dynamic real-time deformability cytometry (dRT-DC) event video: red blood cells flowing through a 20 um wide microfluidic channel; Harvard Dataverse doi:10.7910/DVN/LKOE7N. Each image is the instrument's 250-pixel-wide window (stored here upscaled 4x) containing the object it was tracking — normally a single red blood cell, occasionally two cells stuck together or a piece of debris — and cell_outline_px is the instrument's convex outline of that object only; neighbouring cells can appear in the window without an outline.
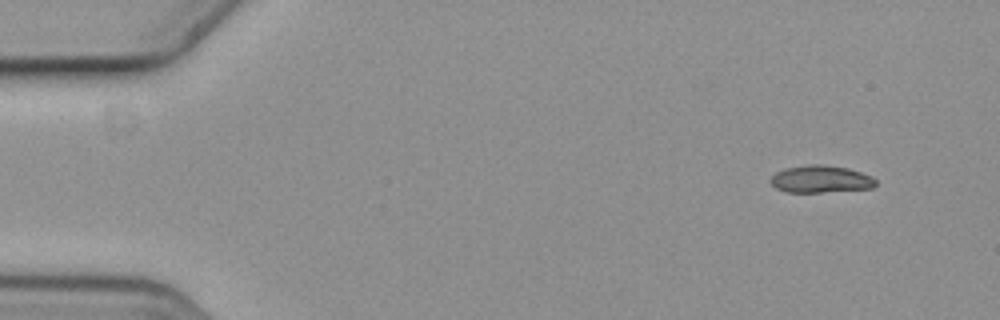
{"species": "common noctule bat (a hibernating species)", "species_latin": "Nyctalus noctula", "temperature_condition": "cold", "stored_images_in_passage": 7, "camera_frame_rate_fps": 3000, "um_per_image_px": 0.085, "animal": {"sex": "female", "body_mass_g": 19.3, "forearm_length_mm": 54.1}, "frame": {"image": 1, "passage_image": 1, "time_ms": 0.0, "image_size_px": [1000, 320], "cell_outline_px": [[876, 184], [872, 188], [820, 192], [788, 192], [776, 188], [772, 184], [772, 176], [776, 172], [784, 168], [808, 164], [824, 164], [848, 168], [872, 176], [876, 180]], "centroid_in_image_um": [69.77, 15.21], "position_along_channel_um": 15.2, "area_um2": 16.65}}
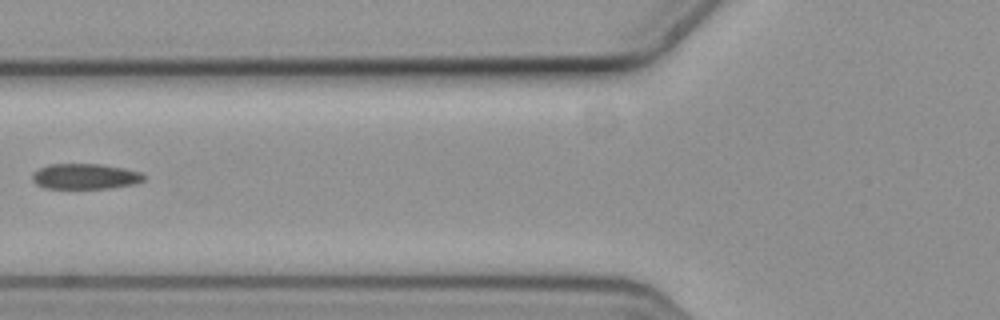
{"frame": {"image": 2, "passage_image": 6, "time_ms": 1.667, "image_size_px": [1000, 320], "cell_outline_px": [[144, 180], [136, 184], [112, 188], [44, 188], [36, 184], [32, 180], [32, 172], [48, 164], [100, 164], [124, 168], [140, 172], [144, 176]], "centroid_in_image_um": [7.22, 14.99], "position_along_channel_um": 118.6, "area_um2": 16.65}}
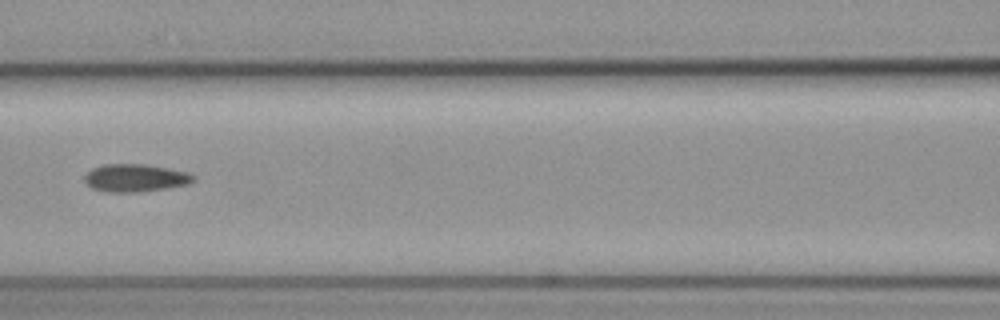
{"frame": {"image": 3, "passage_image": 7, "time_ms": 2.0, "image_size_px": [1000, 320], "cell_outline_px": [[196, 180], [188, 184], [140, 192], [104, 192], [92, 188], [84, 180], [84, 176], [92, 168], [104, 164], [148, 164], [188, 172], [196, 176]], "centroid_in_image_um": [11.51, 15.12], "position_along_channel_um": 155.1, "area_um2": 17.69}}